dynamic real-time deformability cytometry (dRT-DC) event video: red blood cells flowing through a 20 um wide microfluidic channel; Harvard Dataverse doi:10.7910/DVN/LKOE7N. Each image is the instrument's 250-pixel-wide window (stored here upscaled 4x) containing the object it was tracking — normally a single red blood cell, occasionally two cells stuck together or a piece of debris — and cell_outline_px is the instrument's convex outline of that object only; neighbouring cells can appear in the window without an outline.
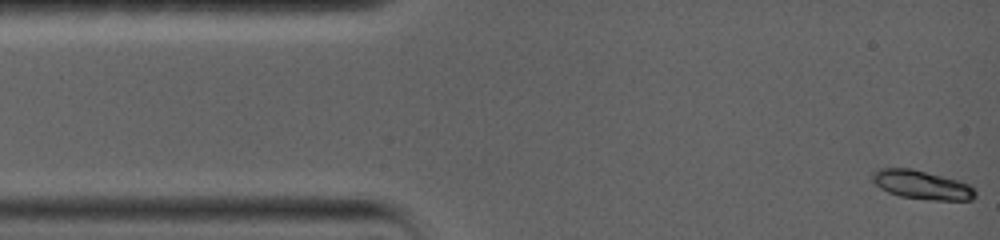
{"species": "common noctule bat (a hibernating species)", "species_latin": "Nyctalus noctula", "temperature_condition": "warm", "stored_images_in_passage": 4, "camera_frame_rate_fps": 5000, "um_per_image_px": 0.085, "animal": {"sex": "female", "body_mass_g": 19.0, "forearm_length_mm": 56.7}, "frame": {"image": 1, "passage_image": 1, "time_ms": 0.0, "image_size_px": [1000, 240], "cell_outline_px": [[976, 196], [972, 200], [928, 200], [900, 196], [888, 192], [880, 188], [872, 180], [872, 172], [880, 168], [912, 168], [960, 180], [968, 184], [976, 192]], "centroid_in_image_um": [78.36, 15.71], "position_along_channel_um": 6.6, "area_um2": 17.4}}